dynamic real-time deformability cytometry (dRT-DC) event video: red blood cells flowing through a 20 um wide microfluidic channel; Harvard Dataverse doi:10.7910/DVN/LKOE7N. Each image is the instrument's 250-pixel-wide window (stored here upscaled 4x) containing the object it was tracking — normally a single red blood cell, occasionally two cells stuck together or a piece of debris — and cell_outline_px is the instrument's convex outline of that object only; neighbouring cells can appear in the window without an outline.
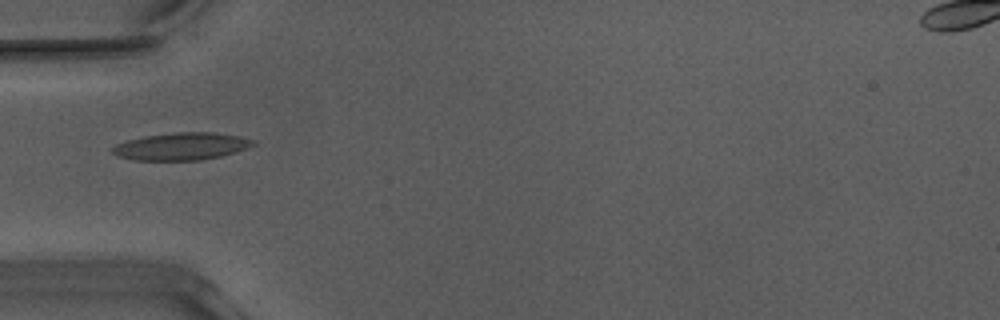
{"species": "Egyptian fruit bat (a non-hibernating species)", "species_latin": "Rousettus aegyptiacus", "temperature_condition": "warm", "stored_images_in_passage": 35, "camera_frame_rate_fps": 3000, "um_per_image_px": 0.085, "animal": {"sex": "male"}, "frame": {"image": 1, "passage_image": 1, "time_ms": 0.0, "image_size_px": [1000, 320], "cell_outline_px": [[256, 144], [248, 148], [236, 152], [220, 156], [200, 160], [136, 160], [120, 156], [112, 152], [112, 148], [116, 144], [128, 140], [144, 136], [176, 132], [212, 132], [240, 136], [256, 140]], "centroid_in_image_um": [15.48, 12.43], "position_along_channel_um": 69.5, "area_um2": 22.37}}
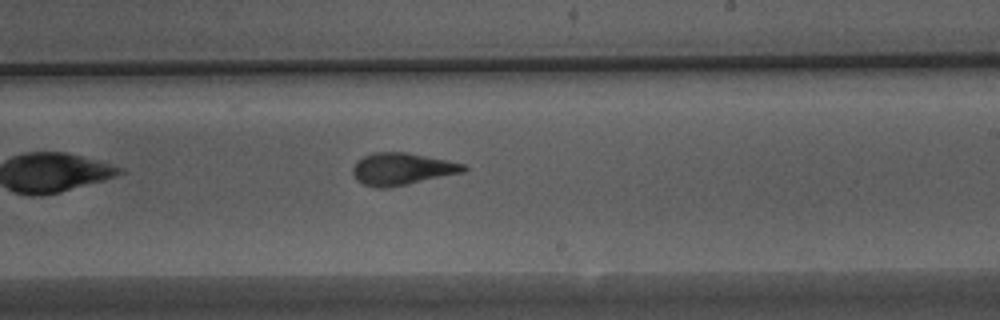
{"frame": {"image": 2, "passage_image": 15, "time_ms": 4.667, "image_size_px": [1000, 320], "cell_outline_px": [[468, 168], [464, 172], [408, 184], [388, 188], [376, 188], [364, 184], [356, 180], [352, 172], [352, 168], [356, 160], [372, 152], [408, 152], [448, 160], [464, 164]], "centroid_in_image_um": [34.15, 14.35], "position_along_channel_um": 254.9, "area_um2": 20.92}}
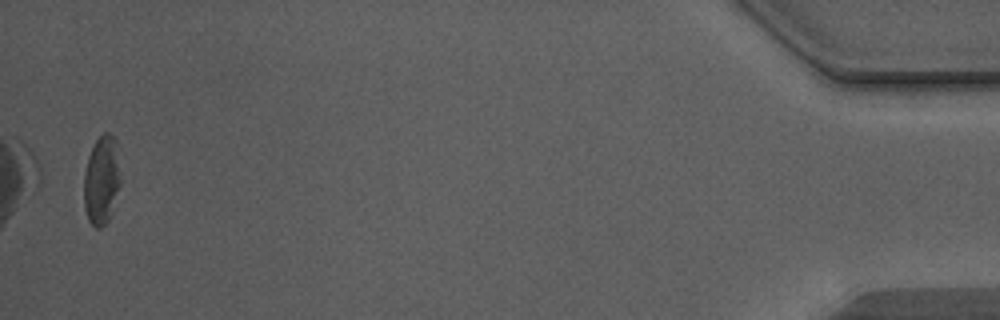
{"frame": {"image": 3, "passage_image": 35, "time_ms": 11.333, "image_size_px": [1000, 320], "cell_outline_px": [[120, 184], [112, 212], [108, 220], [100, 228], [96, 228], [88, 220], [84, 208], [84, 172], [88, 156], [96, 140], [104, 132], [108, 132], [116, 140], [120, 180]], "centroid_in_image_um": [8.62, 15.32], "position_along_channel_um": 426.6, "area_um2": 18.9}, "authors_computed_cell_mechanics": {"area_um2": 20.5768, "velocity_mm_per_s": 3.9627, "shape_relaxation_time_tau1_ms": 3.9756, "shape_relaxation_time_tau2_ms": 1.5263, "deformation_change_tau1": 0.1843, "deformation_change_tau2": 0.1049}}